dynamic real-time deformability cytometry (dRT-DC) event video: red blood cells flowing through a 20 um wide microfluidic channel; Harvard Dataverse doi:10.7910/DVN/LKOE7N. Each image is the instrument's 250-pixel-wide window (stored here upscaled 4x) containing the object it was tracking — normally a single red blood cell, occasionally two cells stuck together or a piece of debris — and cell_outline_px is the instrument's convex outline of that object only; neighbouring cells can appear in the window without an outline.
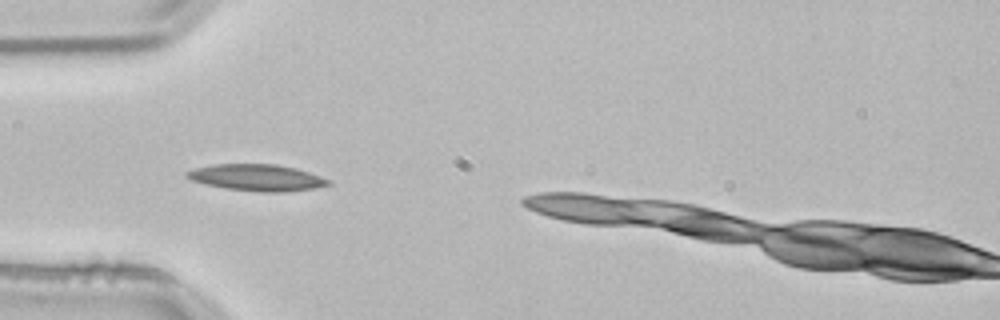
{"species": "common noctule bat (a hibernating species)", "species_latin": "Nyctalus noctula", "temperature_condition": "room temperature", "stored_images_in_passage": 4, "camera_frame_rate_fps": 3000, "um_per_image_px": 0.085, "animal": {"sex": "male", "body_mass_g": 21.5, "forearm_length_mm": 52.0}, "frame": {"image": 1, "passage_image": 2, "time_ms": 0.333, "image_size_px": [1000, 320], "cell_outline_px": [[332, 184], [316, 188], [284, 192], [260, 192], [228, 188], [208, 184], [192, 180], [184, 176], [184, 172], [196, 168], [212, 164], [276, 164], [296, 168], [332, 180]], "centroid_in_image_um": [21.87, 15.09], "position_along_channel_um": 63.1, "area_um2": 21.85}}